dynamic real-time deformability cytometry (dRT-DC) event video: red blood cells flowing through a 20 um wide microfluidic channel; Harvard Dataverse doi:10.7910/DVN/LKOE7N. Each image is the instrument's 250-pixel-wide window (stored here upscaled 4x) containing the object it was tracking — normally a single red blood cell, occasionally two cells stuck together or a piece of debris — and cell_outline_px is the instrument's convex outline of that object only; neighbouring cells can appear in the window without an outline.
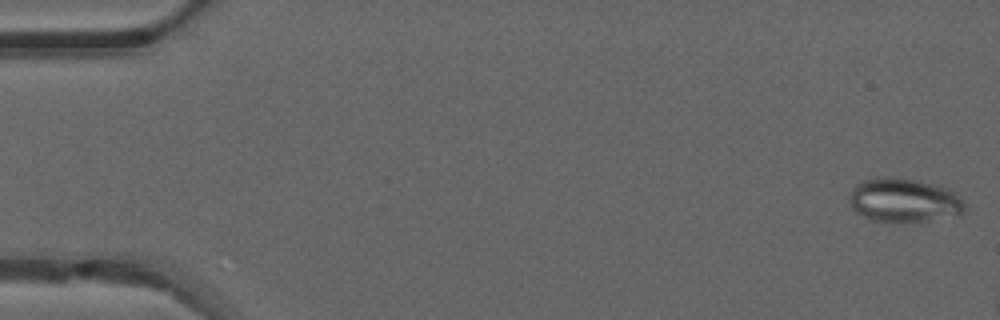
{"species": "common noctule bat (a hibernating species)", "species_latin": "Nyctalus noctula", "temperature_condition": "warm", "stored_images_in_passage": 8, "camera_frame_rate_fps": 3000, "um_per_image_px": 0.085, "animal": {"sex": "male", "forearm_length_mm": 52.5}, "frame": {"image": 1, "passage_image": 1, "time_ms": 0.0, "image_size_px": [1000, 320], "cell_outline_px": [[964, 212], [928, 220], [900, 224], [872, 220], [856, 212], [852, 208], [848, 196], [852, 188], [856, 184], [864, 180], [876, 176], [900, 176], [932, 184], [944, 188], [952, 192], [964, 200]], "centroid_in_image_um": [76.75, 17.02], "position_along_channel_um": 8.3, "area_um2": 29.77}}